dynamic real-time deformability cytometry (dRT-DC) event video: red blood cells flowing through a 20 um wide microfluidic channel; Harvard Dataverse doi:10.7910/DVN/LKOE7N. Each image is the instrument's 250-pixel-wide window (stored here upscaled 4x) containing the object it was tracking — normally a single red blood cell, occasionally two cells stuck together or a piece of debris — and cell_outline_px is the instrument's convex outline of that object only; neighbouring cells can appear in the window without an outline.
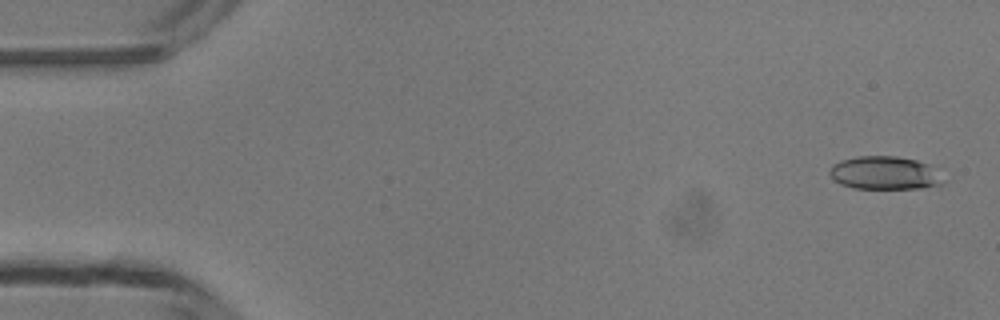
{"species": "common noctule bat (a hibernating species)", "species_latin": "Nyctalus noctula", "temperature_condition": "room temperature", "stored_images_in_passage": 49, "camera_frame_rate_fps": 3000, "um_per_image_px": 0.085, "animal": {"sex": "male", "body_mass_g": 13.3}, "frame": {"image": 1, "passage_image": 2, "time_ms": 0.333, "image_size_px": [1000, 320], "cell_outline_px": [[944, 180], [940, 184], [920, 188], [852, 188], [840, 184], [828, 172], [832, 164], [840, 160], [856, 156], [896, 156], [916, 160], [928, 164]], "centroid_in_image_um": [75.14, 14.69], "position_along_channel_um": 9.9, "area_um2": 21.73}}
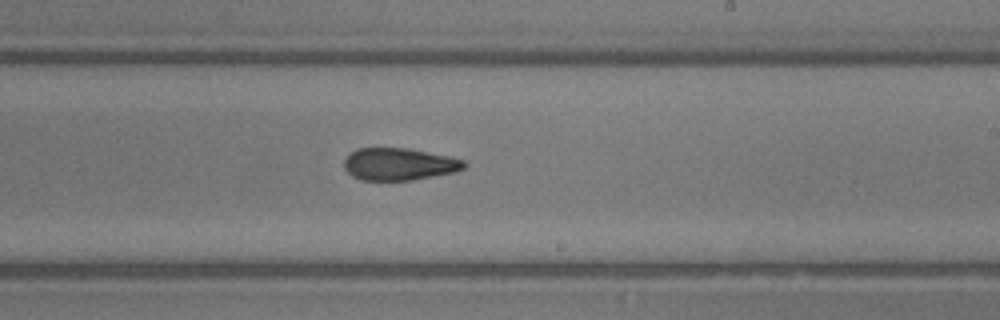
{"frame": {"image": 2, "passage_image": 29, "time_ms": 9.333, "image_size_px": [1000, 320], "cell_outline_px": [[468, 164], [464, 168], [456, 172], [412, 180], [360, 180], [352, 176], [344, 168], [344, 160], [356, 148], [408, 148], [448, 156], [464, 160]], "centroid_in_image_um": [33.93, 13.95], "position_along_channel_um": 255.1, "area_um2": 22.6}}
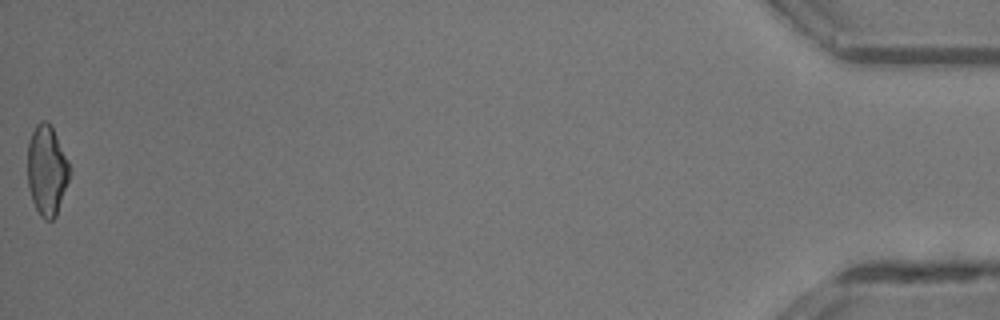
{"frame": {"image": 3, "passage_image": 49, "time_ms": 16.0, "image_size_px": [1000, 320], "cell_outline_px": [[72, 172], [56, 216], [52, 220], [44, 220], [40, 216], [32, 200], [28, 188], [28, 140], [36, 124], [40, 120], [48, 120], [68, 160]], "centroid_in_image_um": [3.99, 14.49], "position_along_channel_um": 431.2, "area_um2": 22.25}, "authors_computed_cell_mechanics": {"area_um2": 22.8888, "velocity_mm_per_s": 4.2139, "shape_relaxation_time_tau1_ms": 8.8003, "shape_relaxation_time_tau2_ms": 2.195, "deformation_change_tau1": 0.2137, "deformation_change_tau2": 0.1067}}